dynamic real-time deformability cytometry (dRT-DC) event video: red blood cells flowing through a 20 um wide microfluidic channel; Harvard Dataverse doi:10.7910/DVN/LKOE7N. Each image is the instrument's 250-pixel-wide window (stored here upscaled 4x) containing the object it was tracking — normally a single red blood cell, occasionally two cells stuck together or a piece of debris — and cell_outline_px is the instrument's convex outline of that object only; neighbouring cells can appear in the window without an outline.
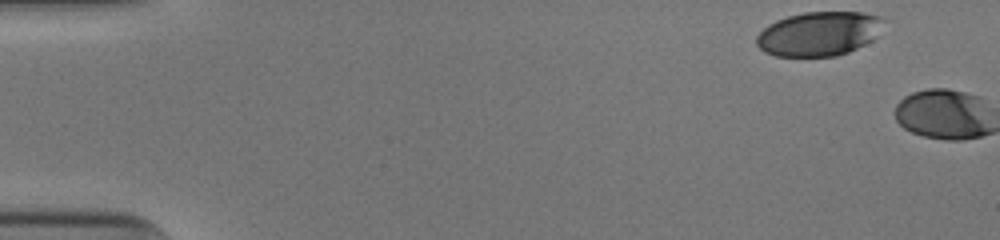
{"species": "human", "species_latin": "Homo sapiens", "temperature_condition": "cold", "stored_images_in_passage": 2, "camera_frame_rate_fps": 3000, "um_per_image_px": 0.085, "donor": {"sex": "male"}, "frame": {"image": 1, "passage_image": 1, "time_ms": 0.0, "image_size_px": [1000, 240], "cell_outline_px": [[884, 20], [876, 36], [872, 40], [848, 52], [836, 56], [776, 56], [764, 52], [756, 44], [756, 36], [768, 24], [776, 20], [788, 16], [804, 12], [860, 12], [884, 16]], "centroid_in_image_um": [69.6, 2.86], "position_along_channel_um": 15.4, "area_um2": 32.77}}